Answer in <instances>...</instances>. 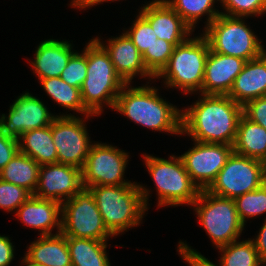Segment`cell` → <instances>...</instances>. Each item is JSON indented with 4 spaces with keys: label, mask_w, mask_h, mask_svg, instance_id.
Here are the masks:
<instances>
[{
    "label": "cell",
    "mask_w": 266,
    "mask_h": 266,
    "mask_svg": "<svg viewBox=\"0 0 266 266\" xmlns=\"http://www.w3.org/2000/svg\"><path fill=\"white\" fill-rule=\"evenodd\" d=\"M198 94L193 105L182 109L181 134L192 141L233 146L243 106L228 95Z\"/></svg>",
    "instance_id": "1"
},
{
    "label": "cell",
    "mask_w": 266,
    "mask_h": 266,
    "mask_svg": "<svg viewBox=\"0 0 266 266\" xmlns=\"http://www.w3.org/2000/svg\"><path fill=\"white\" fill-rule=\"evenodd\" d=\"M146 85L134 87L126 83L117 96L113 111L124 115L135 124L155 131L181 134L182 109L159 94V89Z\"/></svg>",
    "instance_id": "2"
},
{
    "label": "cell",
    "mask_w": 266,
    "mask_h": 266,
    "mask_svg": "<svg viewBox=\"0 0 266 266\" xmlns=\"http://www.w3.org/2000/svg\"><path fill=\"white\" fill-rule=\"evenodd\" d=\"M94 197L107 230L115 237L137 227L149 206V188L142 183L87 188Z\"/></svg>",
    "instance_id": "3"
},
{
    "label": "cell",
    "mask_w": 266,
    "mask_h": 266,
    "mask_svg": "<svg viewBox=\"0 0 266 266\" xmlns=\"http://www.w3.org/2000/svg\"><path fill=\"white\" fill-rule=\"evenodd\" d=\"M87 72L80 89L84 107L101 115L105 105L114 110L117 96L126 84L115 72L109 54L93 38L86 45Z\"/></svg>",
    "instance_id": "4"
},
{
    "label": "cell",
    "mask_w": 266,
    "mask_h": 266,
    "mask_svg": "<svg viewBox=\"0 0 266 266\" xmlns=\"http://www.w3.org/2000/svg\"><path fill=\"white\" fill-rule=\"evenodd\" d=\"M209 51V44L202 34L195 37L191 35L174 47L167 66L156 78L164 79L165 88H178L185 95L202 93Z\"/></svg>",
    "instance_id": "5"
},
{
    "label": "cell",
    "mask_w": 266,
    "mask_h": 266,
    "mask_svg": "<svg viewBox=\"0 0 266 266\" xmlns=\"http://www.w3.org/2000/svg\"><path fill=\"white\" fill-rule=\"evenodd\" d=\"M168 159L142 154L158 196V207L191 205L198 198L200 189L191 180L180 156Z\"/></svg>",
    "instance_id": "6"
},
{
    "label": "cell",
    "mask_w": 266,
    "mask_h": 266,
    "mask_svg": "<svg viewBox=\"0 0 266 266\" xmlns=\"http://www.w3.org/2000/svg\"><path fill=\"white\" fill-rule=\"evenodd\" d=\"M248 17L220 14L201 33L211 51L245 61L261 56L266 49L255 32L245 23Z\"/></svg>",
    "instance_id": "7"
},
{
    "label": "cell",
    "mask_w": 266,
    "mask_h": 266,
    "mask_svg": "<svg viewBox=\"0 0 266 266\" xmlns=\"http://www.w3.org/2000/svg\"><path fill=\"white\" fill-rule=\"evenodd\" d=\"M192 206L199 224L216 248L240 239L245 225L239 219L234 199L220 197L204 189Z\"/></svg>",
    "instance_id": "8"
},
{
    "label": "cell",
    "mask_w": 266,
    "mask_h": 266,
    "mask_svg": "<svg viewBox=\"0 0 266 266\" xmlns=\"http://www.w3.org/2000/svg\"><path fill=\"white\" fill-rule=\"evenodd\" d=\"M61 214V233L66 237L99 241L114 237L105 227L94 197L86 188L61 204Z\"/></svg>",
    "instance_id": "9"
},
{
    "label": "cell",
    "mask_w": 266,
    "mask_h": 266,
    "mask_svg": "<svg viewBox=\"0 0 266 266\" xmlns=\"http://www.w3.org/2000/svg\"><path fill=\"white\" fill-rule=\"evenodd\" d=\"M265 182L263 161L233 152L206 190L220 197L235 199Z\"/></svg>",
    "instance_id": "10"
},
{
    "label": "cell",
    "mask_w": 266,
    "mask_h": 266,
    "mask_svg": "<svg viewBox=\"0 0 266 266\" xmlns=\"http://www.w3.org/2000/svg\"><path fill=\"white\" fill-rule=\"evenodd\" d=\"M129 153L107 143L93 142L82 169L84 188L136 183L124 179Z\"/></svg>",
    "instance_id": "11"
},
{
    "label": "cell",
    "mask_w": 266,
    "mask_h": 266,
    "mask_svg": "<svg viewBox=\"0 0 266 266\" xmlns=\"http://www.w3.org/2000/svg\"><path fill=\"white\" fill-rule=\"evenodd\" d=\"M96 115L57 116L52 122V138L55 144L58 163L83 169L92 142L87 131L86 119Z\"/></svg>",
    "instance_id": "12"
},
{
    "label": "cell",
    "mask_w": 266,
    "mask_h": 266,
    "mask_svg": "<svg viewBox=\"0 0 266 266\" xmlns=\"http://www.w3.org/2000/svg\"><path fill=\"white\" fill-rule=\"evenodd\" d=\"M73 114L55 115L49 112L42 99L25 91L10 105L8 115H0V130L18 140L26 131L51 125L57 116H75Z\"/></svg>",
    "instance_id": "13"
},
{
    "label": "cell",
    "mask_w": 266,
    "mask_h": 266,
    "mask_svg": "<svg viewBox=\"0 0 266 266\" xmlns=\"http://www.w3.org/2000/svg\"><path fill=\"white\" fill-rule=\"evenodd\" d=\"M193 142L194 146L179 156L191 180L204 190L216 179L234 150L232 145Z\"/></svg>",
    "instance_id": "14"
},
{
    "label": "cell",
    "mask_w": 266,
    "mask_h": 266,
    "mask_svg": "<svg viewBox=\"0 0 266 266\" xmlns=\"http://www.w3.org/2000/svg\"><path fill=\"white\" fill-rule=\"evenodd\" d=\"M82 170L71 165H41L33 196L63 203L83 189Z\"/></svg>",
    "instance_id": "15"
},
{
    "label": "cell",
    "mask_w": 266,
    "mask_h": 266,
    "mask_svg": "<svg viewBox=\"0 0 266 266\" xmlns=\"http://www.w3.org/2000/svg\"><path fill=\"white\" fill-rule=\"evenodd\" d=\"M94 39L109 54L115 72L125 83L131 84V82H133L132 80L138 75L142 79L143 77L144 79L147 77L149 81L153 79L156 81V78L147 70L142 54L138 51L137 47L133 44L132 40L124 30L122 34L107 39V42L105 41V43L98 36Z\"/></svg>",
    "instance_id": "16"
},
{
    "label": "cell",
    "mask_w": 266,
    "mask_h": 266,
    "mask_svg": "<svg viewBox=\"0 0 266 266\" xmlns=\"http://www.w3.org/2000/svg\"><path fill=\"white\" fill-rule=\"evenodd\" d=\"M140 7L139 13L150 23L158 39L174 47L185 42L193 30L183 21L165 0H152Z\"/></svg>",
    "instance_id": "17"
},
{
    "label": "cell",
    "mask_w": 266,
    "mask_h": 266,
    "mask_svg": "<svg viewBox=\"0 0 266 266\" xmlns=\"http://www.w3.org/2000/svg\"><path fill=\"white\" fill-rule=\"evenodd\" d=\"M245 60L209 51L202 83V94L228 95Z\"/></svg>",
    "instance_id": "18"
},
{
    "label": "cell",
    "mask_w": 266,
    "mask_h": 266,
    "mask_svg": "<svg viewBox=\"0 0 266 266\" xmlns=\"http://www.w3.org/2000/svg\"><path fill=\"white\" fill-rule=\"evenodd\" d=\"M26 227L40 231L39 236L61 233V203L31 195L15 212Z\"/></svg>",
    "instance_id": "19"
},
{
    "label": "cell",
    "mask_w": 266,
    "mask_h": 266,
    "mask_svg": "<svg viewBox=\"0 0 266 266\" xmlns=\"http://www.w3.org/2000/svg\"><path fill=\"white\" fill-rule=\"evenodd\" d=\"M68 40L47 39L37 46L33 61L29 60L32 71L40 79L60 77L70 57L76 52Z\"/></svg>",
    "instance_id": "20"
},
{
    "label": "cell",
    "mask_w": 266,
    "mask_h": 266,
    "mask_svg": "<svg viewBox=\"0 0 266 266\" xmlns=\"http://www.w3.org/2000/svg\"><path fill=\"white\" fill-rule=\"evenodd\" d=\"M228 96L242 106L250 100L266 96V51L245 62Z\"/></svg>",
    "instance_id": "21"
},
{
    "label": "cell",
    "mask_w": 266,
    "mask_h": 266,
    "mask_svg": "<svg viewBox=\"0 0 266 266\" xmlns=\"http://www.w3.org/2000/svg\"><path fill=\"white\" fill-rule=\"evenodd\" d=\"M24 256L43 266H72L67 237L62 233L39 236L30 243Z\"/></svg>",
    "instance_id": "22"
},
{
    "label": "cell",
    "mask_w": 266,
    "mask_h": 266,
    "mask_svg": "<svg viewBox=\"0 0 266 266\" xmlns=\"http://www.w3.org/2000/svg\"><path fill=\"white\" fill-rule=\"evenodd\" d=\"M19 152L23 153L40 166L58 163V154L52 138V124L26 131L18 139Z\"/></svg>",
    "instance_id": "23"
},
{
    "label": "cell",
    "mask_w": 266,
    "mask_h": 266,
    "mask_svg": "<svg viewBox=\"0 0 266 266\" xmlns=\"http://www.w3.org/2000/svg\"><path fill=\"white\" fill-rule=\"evenodd\" d=\"M233 150L236 154L264 162L266 160V129L243 114L238 124Z\"/></svg>",
    "instance_id": "24"
},
{
    "label": "cell",
    "mask_w": 266,
    "mask_h": 266,
    "mask_svg": "<svg viewBox=\"0 0 266 266\" xmlns=\"http://www.w3.org/2000/svg\"><path fill=\"white\" fill-rule=\"evenodd\" d=\"M108 241L67 237L72 266H111Z\"/></svg>",
    "instance_id": "25"
},
{
    "label": "cell",
    "mask_w": 266,
    "mask_h": 266,
    "mask_svg": "<svg viewBox=\"0 0 266 266\" xmlns=\"http://www.w3.org/2000/svg\"><path fill=\"white\" fill-rule=\"evenodd\" d=\"M39 171L40 165L35 160L18 152L0 171V179L23 187L33 195Z\"/></svg>",
    "instance_id": "26"
},
{
    "label": "cell",
    "mask_w": 266,
    "mask_h": 266,
    "mask_svg": "<svg viewBox=\"0 0 266 266\" xmlns=\"http://www.w3.org/2000/svg\"><path fill=\"white\" fill-rule=\"evenodd\" d=\"M39 82L42 85L41 88L44 89L45 93H47L57 105L68 109V111L77 112L79 115H92L84 107L80 88L70 86L60 77L40 79Z\"/></svg>",
    "instance_id": "27"
},
{
    "label": "cell",
    "mask_w": 266,
    "mask_h": 266,
    "mask_svg": "<svg viewBox=\"0 0 266 266\" xmlns=\"http://www.w3.org/2000/svg\"><path fill=\"white\" fill-rule=\"evenodd\" d=\"M179 14L183 21L194 31L196 24L207 16L204 28L211 24L220 14L215 8L220 0H165Z\"/></svg>",
    "instance_id": "28"
},
{
    "label": "cell",
    "mask_w": 266,
    "mask_h": 266,
    "mask_svg": "<svg viewBox=\"0 0 266 266\" xmlns=\"http://www.w3.org/2000/svg\"><path fill=\"white\" fill-rule=\"evenodd\" d=\"M221 253V266H262L264 263L259 257L251 238L234 241L216 248Z\"/></svg>",
    "instance_id": "29"
},
{
    "label": "cell",
    "mask_w": 266,
    "mask_h": 266,
    "mask_svg": "<svg viewBox=\"0 0 266 266\" xmlns=\"http://www.w3.org/2000/svg\"><path fill=\"white\" fill-rule=\"evenodd\" d=\"M240 221L246 225L248 218L266 214V182L252 192L234 199Z\"/></svg>",
    "instance_id": "30"
},
{
    "label": "cell",
    "mask_w": 266,
    "mask_h": 266,
    "mask_svg": "<svg viewBox=\"0 0 266 266\" xmlns=\"http://www.w3.org/2000/svg\"><path fill=\"white\" fill-rule=\"evenodd\" d=\"M174 46L166 40L158 39L142 54L147 70L156 78L167 66Z\"/></svg>",
    "instance_id": "31"
},
{
    "label": "cell",
    "mask_w": 266,
    "mask_h": 266,
    "mask_svg": "<svg viewBox=\"0 0 266 266\" xmlns=\"http://www.w3.org/2000/svg\"><path fill=\"white\" fill-rule=\"evenodd\" d=\"M221 14L232 17H259L266 13V0H220Z\"/></svg>",
    "instance_id": "32"
},
{
    "label": "cell",
    "mask_w": 266,
    "mask_h": 266,
    "mask_svg": "<svg viewBox=\"0 0 266 266\" xmlns=\"http://www.w3.org/2000/svg\"><path fill=\"white\" fill-rule=\"evenodd\" d=\"M132 25L124 31L137 47L138 51L143 54L157 40V35L153 31L150 23L140 14L132 21Z\"/></svg>",
    "instance_id": "33"
},
{
    "label": "cell",
    "mask_w": 266,
    "mask_h": 266,
    "mask_svg": "<svg viewBox=\"0 0 266 266\" xmlns=\"http://www.w3.org/2000/svg\"><path fill=\"white\" fill-rule=\"evenodd\" d=\"M86 72L87 57L85 46L81 53H78L76 50V52L70 57L67 66L60 75V78L70 86L81 89L84 80L86 79Z\"/></svg>",
    "instance_id": "34"
},
{
    "label": "cell",
    "mask_w": 266,
    "mask_h": 266,
    "mask_svg": "<svg viewBox=\"0 0 266 266\" xmlns=\"http://www.w3.org/2000/svg\"><path fill=\"white\" fill-rule=\"evenodd\" d=\"M31 195L25 188L0 179V209L16 212Z\"/></svg>",
    "instance_id": "35"
},
{
    "label": "cell",
    "mask_w": 266,
    "mask_h": 266,
    "mask_svg": "<svg viewBox=\"0 0 266 266\" xmlns=\"http://www.w3.org/2000/svg\"><path fill=\"white\" fill-rule=\"evenodd\" d=\"M243 114L266 129V96L248 101L243 106Z\"/></svg>",
    "instance_id": "36"
},
{
    "label": "cell",
    "mask_w": 266,
    "mask_h": 266,
    "mask_svg": "<svg viewBox=\"0 0 266 266\" xmlns=\"http://www.w3.org/2000/svg\"><path fill=\"white\" fill-rule=\"evenodd\" d=\"M178 254L184 259L185 263L187 262L188 266H218L216 263H212L208 258L203 256L200 252L191 248L183 241L178 242ZM221 266L220 263H218Z\"/></svg>",
    "instance_id": "37"
},
{
    "label": "cell",
    "mask_w": 266,
    "mask_h": 266,
    "mask_svg": "<svg viewBox=\"0 0 266 266\" xmlns=\"http://www.w3.org/2000/svg\"><path fill=\"white\" fill-rule=\"evenodd\" d=\"M19 152L18 140L0 130V171Z\"/></svg>",
    "instance_id": "38"
},
{
    "label": "cell",
    "mask_w": 266,
    "mask_h": 266,
    "mask_svg": "<svg viewBox=\"0 0 266 266\" xmlns=\"http://www.w3.org/2000/svg\"><path fill=\"white\" fill-rule=\"evenodd\" d=\"M10 237L0 235V266H9L14 259L15 246Z\"/></svg>",
    "instance_id": "39"
},
{
    "label": "cell",
    "mask_w": 266,
    "mask_h": 266,
    "mask_svg": "<svg viewBox=\"0 0 266 266\" xmlns=\"http://www.w3.org/2000/svg\"><path fill=\"white\" fill-rule=\"evenodd\" d=\"M254 242L255 248L259 254L260 259L266 264V218L259 229L258 235L251 239Z\"/></svg>",
    "instance_id": "40"
},
{
    "label": "cell",
    "mask_w": 266,
    "mask_h": 266,
    "mask_svg": "<svg viewBox=\"0 0 266 266\" xmlns=\"http://www.w3.org/2000/svg\"><path fill=\"white\" fill-rule=\"evenodd\" d=\"M114 2V1H120V0H73L71 1V4H69L71 7H75L77 9L85 10L87 8L90 9V7H93L94 5L97 6L103 2Z\"/></svg>",
    "instance_id": "41"
},
{
    "label": "cell",
    "mask_w": 266,
    "mask_h": 266,
    "mask_svg": "<svg viewBox=\"0 0 266 266\" xmlns=\"http://www.w3.org/2000/svg\"><path fill=\"white\" fill-rule=\"evenodd\" d=\"M21 266H43V265H39L36 263H33L31 261H29L25 256L23 257V259L21 260Z\"/></svg>",
    "instance_id": "42"
},
{
    "label": "cell",
    "mask_w": 266,
    "mask_h": 266,
    "mask_svg": "<svg viewBox=\"0 0 266 266\" xmlns=\"http://www.w3.org/2000/svg\"><path fill=\"white\" fill-rule=\"evenodd\" d=\"M265 178H266V160L264 161Z\"/></svg>",
    "instance_id": "43"
}]
</instances>
